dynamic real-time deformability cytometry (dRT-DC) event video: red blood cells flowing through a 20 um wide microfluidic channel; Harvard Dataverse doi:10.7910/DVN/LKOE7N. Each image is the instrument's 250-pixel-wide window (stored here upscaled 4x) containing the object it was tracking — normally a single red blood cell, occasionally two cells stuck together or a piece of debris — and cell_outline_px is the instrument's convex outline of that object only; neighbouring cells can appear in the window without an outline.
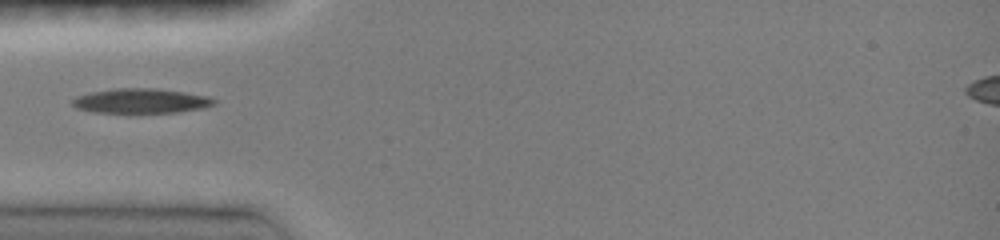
{"species": "common noctule bat (a hibernating species)", "species_latin": "Nyctalus noctula", "temperature_condition": "room temperature", "stored_images_in_passage": 17, "camera_frame_rate_fps": 3000, "um_per_image_px": 0.085, "animal": {"sex": "female", "body_mass_g": 19.0, "forearm_length_mm": 51.5}, "frame": {"image": 1, "passage_image": 1, "time_ms": 0.0, "image_size_px": [1000, 240], "cell_outline_px": [[216, 104], [204, 108], [176, 112], [92, 112], [76, 108], [72, 104], [72, 100], [76, 96], [92, 92], [116, 88], [156, 88], [184, 92], [208, 96], [216, 100]], "centroid_in_image_um": [12.0, 8.57], "position_along_channel_um": 73.0, "area_um2": 20.29}}
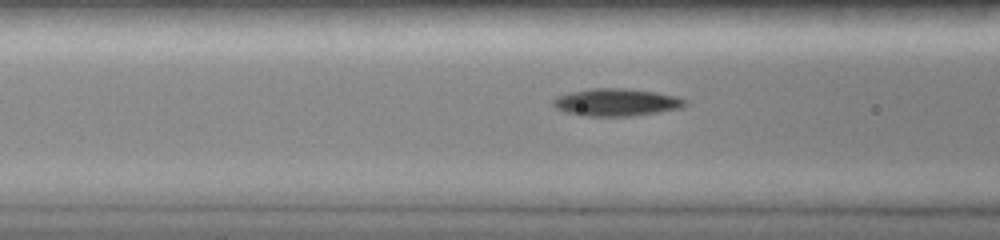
{"frame": {"image": 2, "passage_image": 6, "time_ms": 1.0, "image_size_px": [1000, 240], "cell_outline_px": [[688, 104], [680, 108], [660, 112], [632, 116], [588, 116], [564, 112], [556, 108], [552, 104], [552, 100], [556, 96], [568, 92], [592, 88], [620, 88], [652, 92], [676, 96], [684, 100]], "centroid_in_image_um": [52.33, 8.7], "position_along_channel_um": 114.3, "area_um2": 21.04}}